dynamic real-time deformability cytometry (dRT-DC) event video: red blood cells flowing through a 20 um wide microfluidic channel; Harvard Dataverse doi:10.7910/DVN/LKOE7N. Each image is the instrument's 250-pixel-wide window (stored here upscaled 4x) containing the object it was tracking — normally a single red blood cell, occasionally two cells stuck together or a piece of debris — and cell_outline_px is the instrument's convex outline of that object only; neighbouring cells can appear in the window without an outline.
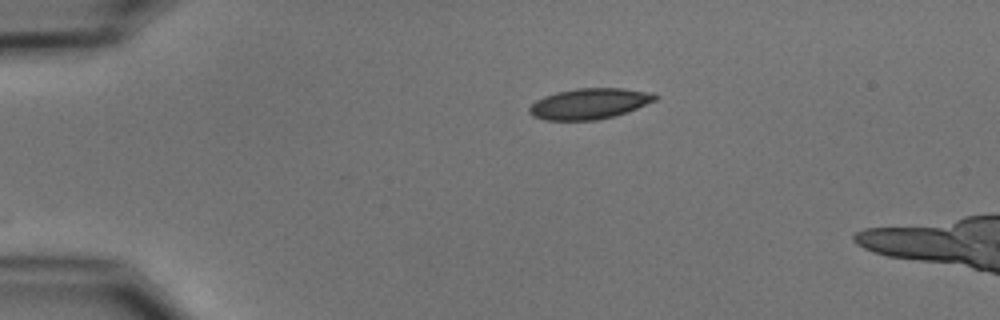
{"species": "common noctule bat (a hibernating species)", "species_latin": "Nyctalus noctula", "temperature_condition": "cold", "stored_images_in_passage": 3, "camera_frame_rate_fps": 3000, "um_per_image_px": 0.085, "animal": {"sex": "male", "body_mass_g": 15.6}, "frame": {"image": 1, "passage_image": 1, "time_ms": 0.0, "image_size_px": [1000, 320], "cell_outline_px": [[660, 96], [656, 100], [628, 112], [616, 116], [596, 120], [544, 120], [532, 116], [528, 112], [528, 108], [536, 100], [544, 96], [556, 92], [576, 88], [624, 88], [652, 92]], "centroid_in_image_um": [50.12, 8.81], "position_along_channel_um": 34.9, "area_um2": 22.83}}